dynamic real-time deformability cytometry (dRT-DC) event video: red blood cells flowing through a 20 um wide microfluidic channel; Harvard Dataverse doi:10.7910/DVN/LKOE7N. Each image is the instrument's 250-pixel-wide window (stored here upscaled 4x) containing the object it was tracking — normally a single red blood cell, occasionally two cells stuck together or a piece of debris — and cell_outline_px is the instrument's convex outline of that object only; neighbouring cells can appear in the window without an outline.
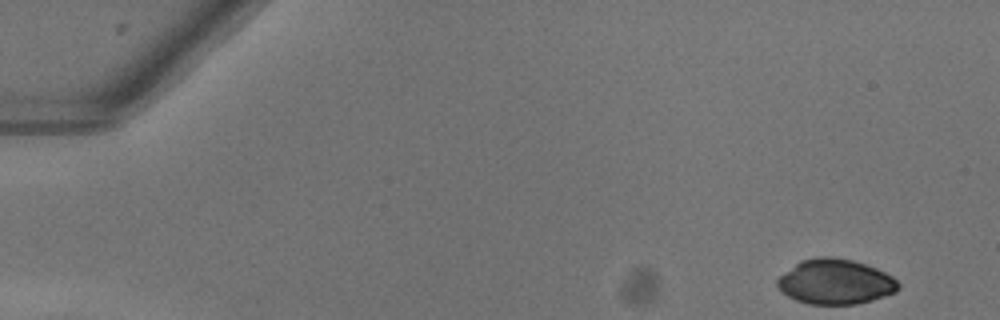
{"species": "common noctule bat (a hibernating species)", "species_latin": "Nyctalus noctula", "temperature_condition": "warm", "stored_images_in_passage": 49, "camera_frame_rate_fps": 3000, "um_per_image_px": 0.085, "animal": {"sex": "female"}, "frame": {"image": 1, "passage_image": 1, "time_ms": 0.0, "image_size_px": [1000, 320], "cell_outline_px": [[900, 288], [896, 292], [872, 300], [856, 304], [808, 304], [796, 300], [780, 292], [776, 284], [776, 280], [784, 272], [800, 260], [816, 256], [832, 256], [852, 260], [876, 268], [892, 276], [900, 284]], "centroid_in_image_um": [70.98, 23.94], "position_along_channel_um": 14.0, "area_um2": 31.96}}
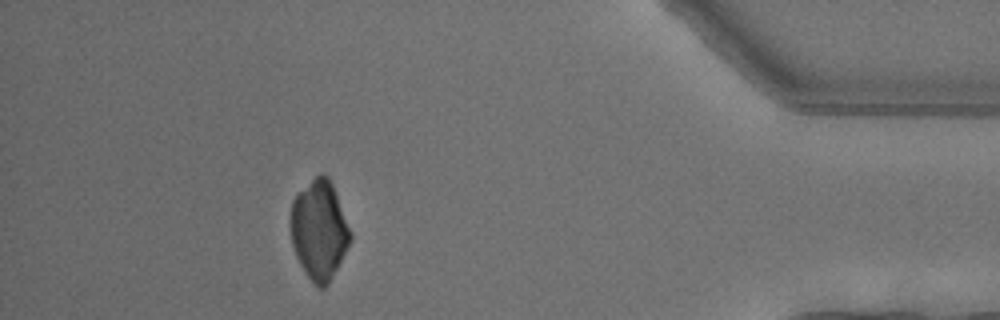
{"frame": {"image": 2, "passage_image": 44, "time_ms": 14.333, "image_size_px": [1000, 320], "cell_outline_px": [[352, 240], [328, 284], [324, 288], [320, 288], [308, 276], [300, 264], [296, 256], [292, 244], [288, 220], [292, 200], [296, 192], [320, 172], [324, 172], [328, 176], [332, 184], [352, 232]], "centroid_in_image_um": [27.11, 19.49], "position_along_channel_um": 408.1, "area_um2": 34.97}}